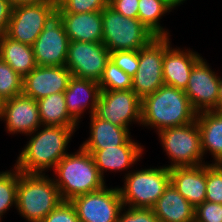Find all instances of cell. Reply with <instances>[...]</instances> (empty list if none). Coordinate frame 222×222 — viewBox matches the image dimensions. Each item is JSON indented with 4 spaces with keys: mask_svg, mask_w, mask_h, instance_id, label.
Instances as JSON below:
<instances>
[{
    "mask_svg": "<svg viewBox=\"0 0 222 222\" xmlns=\"http://www.w3.org/2000/svg\"><path fill=\"white\" fill-rule=\"evenodd\" d=\"M76 128L78 126L41 125L29 134L30 140L22 148L14 166L23 173L44 174L48 170H53L58 162L68 154V143L77 130Z\"/></svg>",
    "mask_w": 222,
    "mask_h": 222,
    "instance_id": "6da1fadb",
    "label": "cell"
},
{
    "mask_svg": "<svg viewBox=\"0 0 222 222\" xmlns=\"http://www.w3.org/2000/svg\"><path fill=\"white\" fill-rule=\"evenodd\" d=\"M197 112L193 109L184 90L162 85L153 94L142 99L141 125L156 129L178 127L195 121Z\"/></svg>",
    "mask_w": 222,
    "mask_h": 222,
    "instance_id": "7a4b0ae2",
    "label": "cell"
},
{
    "mask_svg": "<svg viewBox=\"0 0 222 222\" xmlns=\"http://www.w3.org/2000/svg\"><path fill=\"white\" fill-rule=\"evenodd\" d=\"M53 171L56 174L53 180L64 201L98 191L106 185L92 155L81 146L77 152L65 155Z\"/></svg>",
    "mask_w": 222,
    "mask_h": 222,
    "instance_id": "3957f363",
    "label": "cell"
},
{
    "mask_svg": "<svg viewBox=\"0 0 222 222\" xmlns=\"http://www.w3.org/2000/svg\"><path fill=\"white\" fill-rule=\"evenodd\" d=\"M63 201L52 177L19 171L16 210L29 222H41Z\"/></svg>",
    "mask_w": 222,
    "mask_h": 222,
    "instance_id": "277c9868",
    "label": "cell"
},
{
    "mask_svg": "<svg viewBox=\"0 0 222 222\" xmlns=\"http://www.w3.org/2000/svg\"><path fill=\"white\" fill-rule=\"evenodd\" d=\"M102 25L109 52L139 51L156 37L138 18L124 17L109 5L102 10Z\"/></svg>",
    "mask_w": 222,
    "mask_h": 222,
    "instance_id": "5b68a950",
    "label": "cell"
},
{
    "mask_svg": "<svg viewBox=\"0 0 222 222\" xmlns=\"http://www.w3.org/2000/svg\"><path fill=\"white\" fill-rule=\"evenodd\" d=\"M133 171H126L124 185L118 187L123 206L152 208L170 184V169L165 165Z\"/></svg>",
    "mask_w": 222,
    "mask_h": 222,
    "instance_id": "8992f818",
    "label": "cell"
},
{
    "mask_svg": "<svg viewBox=\"0 0 222 222\" xmlns=\"http://www.w3.org/2000/svg\"><path fill=\"white\" fill-rule=\"evenodd\" d=\"M162 148L168 155L169 169L174 167L197 166L205 164L203 161L200 131L197 121L178 127L160 130L158 133Z\"/></svg>",
    "mask_w": 222,
    "mask_h": 222,
    "instance_id": "52a82bcc",
    "label": "cell"
},
{
    "mask_svg": "<svg viewBox=\"0 0 222 222\" xmlns=\"http://www.w3.org/2000/svg\"><path fill=\"white\" fill-rule=\"evenodd\" d=\"M69 38L62 23V10L56 6L46 17L42 32L32 45L37 66H65Z\"/></svg>",
    "mask_w": 222,
    "mask_h": 222,
    "instance_id": "ba28073f",
    "label": "cell"
},
{
    "mask_svg": "<svg viewBox=\"0 0 222 222\" xmlns=\"http://www.w3.org/2000/svg\"><path fill=\"white\" fill-rule=\"evenodd\" d=\"M141 105L142 100L132 89L101 90L94 115L129 129L134 122L141 125Z\"/></svg>",
    "mask_w": 222,
    "mask_h": 222,
    "instance_id": "9c48e42d",
    "label": "cell"
},
{
    "mask_svg": "<svg viewBox=\"0 0 222 222\" xmlns=\"http://www.w3.org/2000/svg\"><path fill=\"white\" fill-rule=\"evenodd\" d=\"M166 52V37H155L139 50V67L132 77V90L142 100L153 94L163 82V59Z\"/></svg>",
    "mask_w": 222,
    "mask_h": 222,
    "instance_id": "30bf717a",
    "label": "cell"
},
{
    "mask_svg": "<svg viewBox=\"0 0 222 222\" xmlns=\"http://www.w3.org/2000/svg\"><path fill=\"white\" fill-rule=\"evenodd\" d=\"M109 59L102 42L70 41L65 67L76 78L99 82Z\"/></svg>",
    "mask_w": 222,
    "mask_h": 222,
    "instance_id": "8fae6325",
    "label": "cell"
},
{
    "mask_svg": "<svg viewBox=\"0 0 222 222\" xmlns=\"http://www.w3.org/2000/svg\"><path fill=\"white\" fill-rule=\"evenodd\" d=\"M80 222H117L123 207L118 187L102 189L71 200Z\"/></svg>",
    "mask_w": 222,
    "mask_h": 222,
    "instance_id": "7c38bea8",
    "label": "cell"
},
{
    "mask_svg": "<svg viewBox=\"0 0 222 222\" xmlns=\"http://www.w3.org/2000/svg\"><path fill=\"white\" fill-rule=\"evenodd\" d=\"M57 3L27 4L13 7L5 35L32 46L42 32L48 14Z\"/></svg>",
    "mask_w": 222,
    "mask_h": 222,
    "instance_id": "4fadbf2b",
    "label": "cell"
},
{
    "mask_svg": "<svg viewBox=\"0 0 222 222\" xmlns=\"http://www.w3.org/2000/svg\"><path fill=\"white\" fill-rule=\"evenodd\" d=\"M205 60L202 57L193 66L184 91L197 113L219 110V76Z\"/></svg>",
    "mask_w": 222,
    "mask_h": 222,
    "instance_id": "5bb4252c",
    "label": "cell"
},
{
    "mask_svg": "<svg viewBox=\"0 0 222 222\" xmlns=\"http://www.w3.org/2000/svg\"><path fill=\"white\" fill-rule=\"evenodd\" d=\"M0 120L5 121L7 133L28 136L41 126L37 101L20 94L1 102Z\"/></svg>",
    "mask_w": 222,
    "mask_h": 222,
    "instance_id": "9a60e30c",
    "label": "cell"
},
{
    "mask_svg": "<svg viewBox=\"0 0 222 222\" xmlns=\"http://www.w3.org/2000/svg\"><path fill=\"white\" fill-rule=\"evenodd\" d=\"M71 77L65 66H36L23 78V94L37 101L64 92Z\"/></svg>",
    "mask_w": 222,
    "mask_h": 222,
    "instance_id": "2e32d148",
    "label": "cell"
},
{
    "mask_svg": "<svg viewBox=\"0 0 222 222\" xmlns=\"http://www.w3.org/2000/svg\"><path fill=\"white\" fill-rule=\"evenodd\" d=\"M170 40V37H166V52L162 66L163 82L164 85L185 91L191 70L202 56L190 48H172Z\"/></svg>",
    "mask_w": 222,
    "mask_h": 222,
    "instance_id": "e0dca14e",
    "label": "cell"
},
{
    "mask_svg": "<svg viewBox=\"0 0 222 222\" xmlns=\"http://www.w3.org/2000/svg\"><path fill=\"white\" fill-rule=\"evenodd\" d=\"M135 141L131 137L121 146L86 151L92 155L99 174L105 180L104 173L107 171H126L140 161L144 148L141 143Z\"/></svg>",
    "mask_w": 222,
    "mask_h": 222,
    "instance_id": "ac0fdd59",
    "label": "cell"
},
{
    "mask_svg": "<svg viewBox=\"0 0 222 222\" xmlns=\"http://www.w3.org/2000/svg\"><path fill=\"white\" fill-rule=\"evenodd\" d=\"M101 88L98 82L72 76L64 91L65 103L70 117L78 124L81 116L89 109L94 114L100 98ZM88 107V108H87ZM87 108V109H86Z\"/></svg>",
    "mask_w": 222,
    "mask_h": 222,
    "instance_id": "d6986e66",
    "label": "cell"
},
{
    "mask_svg": "<svg viewBox=\"0 0 222 222\" xmlns=\"http://www.w3.org/2000/svg\"><path fill=\"white\" fill-rule=\"evenodd\" d=\"M170 183L196 208L206 197V164L171 168Z\"/></svg>",
    "mask_w": 222,
    "mask_h": 222,
    "instance_id": "ffe728a7",
    "label": "cell"
},
{
    "mask_svg": "<svg viewBox=\"0 0 222 222\" xmlns=\"http://www.w3.org/2000/svg\"><path fill=\"white\" fill-rule=\"evenodd\" d=\"M62 23L70 41L102 42V11L62 13Z\"/></svg>",
    "mask_w": 222,
    "mask_h": 222,
    "instance_id": "44dd1931",
    "label": "cell"
},
{
    "mask_svg": "<svg viewBox=\"0 0 222 222\" xmlns=\"http://www.w3.org/2000/svg\"><path fill=\"white\" fill-rule=\"evenodd\" d=\"M90 117V136L82 145L84 150H100L124 145L130 138V130L100 119L92 114Z\"/></svg>",
    "mask_w": 222,
    "mask_h": 222,
    "instance_id": "7402d4cb",
    "label": "cell"
},
{
    "mask_svg": "<svg viewBox=\"0 0 222 222\" xmlns=\"http://www.w3.org/2000/svg\"><path fill=\"white\" fill-rule=\"evenodd\" d=\"M159 222H194L195 208L170 183L152 207Z\"/></svg>",
    "mask_w": 222,
    "mask_h": 222,
    "instance_id": "603a6c76",
    "label": "cell"
},
{
    "mask_svg": "<svg viewBox=\"0 0 222 222\" xmlns=\"http://www.w3.org/2000/svg\"><path fill=\"white\" fill-rule=\"evenodd\" d=\"M196 121L200 131L203 156L209 152L212 163H222V110L197 113Z\"/></svg>",
    "mask_w": 222,
    "mask_h": 222,
    "instance_id": "cb8c5ba5",
    "label": "cell"
},
{
    "mask_svg": "<svg viewBox=\"0 0 222 222\" xmlns=\"http://www.w3.org/2000/svg\"><path fill=\"white\" fill-rule=\"evenodd\" d=\"M0 58L23 78L37 66L32 46L13 40L5 34L0 36Z\"/></svg>",
    "mask_w": 222,
    "mask_h": 222,
    "instance_id": "d4e9b609",
    "label": "cell"
},
{
    "mask_svg": "<svg viewBox=\"0 0 222 222\" xmlns=\"http://www.w3.org/2000/svg\"><path fill=\"white\" fill-rule=\"evenodd\" d=\"M177 5L173 0H139L138 19L156 36L170 37L169 30L161 26L160 19Z\"/></svg>",
    "mask_w": 222,
    "mask_h": 222,
    "instance_id": "484cf974",
    "label": "cell"
},
{
    "mask_svg": "<svg viewBox=\"0 0 222 222\" xmlns=\"http://www.w3.org/2000/svg\"><path fill=\"white\" fill-rule=\"evenodd\" d=\"M41 125L79 126L69 115L64 92L54 93L37 100Z\"/></svg>",
    "mask_w": 222,
    "mask_h": 222,
    "instance_id": "4316f807",
    "label": "cell"
},
{
    "mask_svg": "<svg viewBox=\"0 0 222 222\" xmlns=\"http://www.w3.org/2000/svg\"><path fill=\"white\" fill-rule=\"evenodd\" d=\"M18 179L19 170L15 166L0 172V222L10 208L16 209Z\"/></svg>",
    "mask_w": 222,
    "mask_h": 222,
    "instance_id": "83f0119b",
    "label": "cell"
},
{
    "mask_svg": "<svg viewBox=\"0 0 222 222\" xmlns=\"http://www.w3.org/2000/svg\"><path fill=\"white\" fill-rule=\"evenodd\" d=\"M23 94V77L0 58V102Z\"/></svg>",
    "mask_w": 222,
    "mask_h": 222,
    "instance_id": "f1b7e54d",
    "label": "cell"
},
{
    "mask_svg": "<svg viewBox=\"0 0 222 222\" xmlns=\"http://www.w3.org/2000/svg\"><path fill=\"white\" fill-rule=\"evenodd\" d=\"M98 84L101 90H129L132 88V77L109 59Z\"/></svg>",
    "mask_w": 222,
    "mask_h": 222,
    "instance_id": "f546056e",
    "label": "cell"
},
{
    "mask_svg": "<svg viewBox=\"0 0 222 222\" xmlns=\"http://www.w3.org/2000/svg\"><path fill=\"white\" fill-rule=\"evenodd\" d=\"M205 201L222 204V164L206 163Z\"/></svg>",
    "mask_w": 222,
    "mask_h": 222,
    "instance_id": "4dcf8cb0",
    "label": "cell"
},
{
    "mask_svg": "<svg viewBox=\"0 0 222 222\" xmlns=\"http://www.w3.org/2000/svg\"><path fill=\"white\" fill-rule=\"evenodd\" d=\"M109 0H57L62 13H84L102 11Z\"/></svg>",
    "mask_w": 222,
    "mask_h": 222,
    "instance_id": "1f68e13d",
    "label": "cell"
},
{
    "mask_svg": "<svg viewBox=\"0 0 222 222\" xmlns=\"http://www.w3.org/2000/svg\"><path fill=\"white\" fill-rule=\"evenodd\" d=\"M110 59L130 77L135 75L139 67V51L136 50L110 52Z\"/></svg>",
    "mask_w": 222,
    "mask_h": 222,
    "instance_id": "d6a6232c",
    "label": "cell"
},
{
    "mask_svg": "<svg viewBox=\"0 0 222 222\" xmlns=\"http://www.w3.org/2000/svg\"><path fill=\"white\" fill-rule=\"evenodd\" d=\"M117 222H159V220L152 208H132L123 206Z\"/></svg>",
    "mask_w": 222,
    "mask_h": 222,
    "instance_id": "836d02e7",
    "label": "cell"
},
{
    "mask_svg": "<svg viewBox=\"0 0 222 222\" xmlns=\"http://www.w3.org/2000/svg\"><path fill=\"white\" fill-rule=\"evenodd\" d=\"M41 222H80L71 201H62Z\"/></svg>",
    "mask_w": 222,
    "mask_h": 222,
    "instance_id": "e575fe53",
    "label": "cell"
},
{
    "mask_svg": "<svg viewBox=\"0 0 222 222\" xmlns=\"http://www.w3.org/2000/svg\"><path fill=\"white\" fill-rule=\"evenodd\" d=\"M194 222H222V204L204 201L195 208Z\"/></svg>",
    "mask_w": 222,
    "mask_h": 222,
    "instance_id": "d590c367",
    "label": "cell"
},
{
    "mask_svg": "<svg viewBox=\"0 0 222 222\" xmlns=\"http://www.w3.org/2000/svg\"><path fill=\"white\" fill-rule=\"evenodd\" d=\"M139 0H109V6L128 18H138Z\"/></svg>",
    "mask_w": 222,
    "mask_h": 222,
    "instance_id": "8d00e7d4",
    "label": "cell"
},
{
    "mask_svg": "<svg viewBox=\"0 0 222 222\" xmlns=\"http://www.w3.org/2000/svg\"><path fill=\"white\" fill-rule=\"evenodd\" d=\"M12 9L13 5L8 0H0V36L6 32Z\"/></svg>",
    "mask_w": 222,
    "mask_h": 222,
    "instance_id": "74e56055",
    "label": "cell"
},
{
    "mask_svg": "<svg viewBox=\"0 0 222 222\" xmlns=\"http://www.w3.org/2000/svg\"><path fill=\"white\" fill-rule=\"evenodd\" d=\"M13 7L27 4L57 3V0H8Z\"/></svg>",
    "mask_w": 222,
    "mask_h": 222,
    "instance_id": "f35d334b",
    "label": "cell"
},
{
    "mask_svg": "<svg viewBox=\"0 0 222 222\" xmlns=\"http://www.w3.org/2000/svg\"><path fill=\"white\" fill-rule=\"evenodd\" d=\"M219 110H222V77L219 76Z\"/></svg>",
    "mask_w": 222,
    "mask_h": 222,
    "instance_id": "ab89813d",
    "label": "cell"
},
{
    "mask_svg": "<svg viewBox=\"0 0 222 222\" xmlns=\"http://www.w3.org/2000/svg\"><path fill=\"white\" fill-rule=\"evenodd\" d=\"M177 5L183 4L186 0H173Z\"/></svg>",
    "mask_w": 222,
    "mask_h": 222,
    "instance_id": "60d3db41",
    "label": "cell"
}]
</instances>
